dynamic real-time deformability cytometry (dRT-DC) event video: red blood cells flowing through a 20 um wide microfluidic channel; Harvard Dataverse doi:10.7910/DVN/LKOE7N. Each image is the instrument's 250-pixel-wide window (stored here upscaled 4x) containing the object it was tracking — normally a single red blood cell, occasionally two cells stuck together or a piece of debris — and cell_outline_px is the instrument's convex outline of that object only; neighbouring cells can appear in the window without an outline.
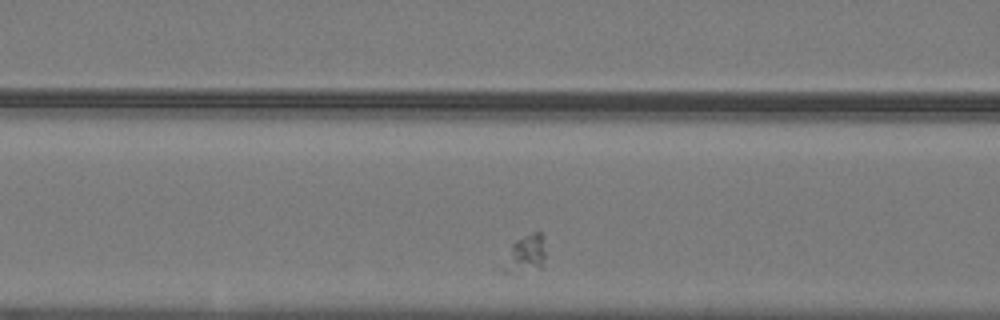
{"species": "common noctule bat (a hibernating species)", "species_latin": "Nyctalus noctula", "temperature_condition": "warm", "stored_images_in_passage": 26, "camera_frame_rate_fps": 3000, "um_per_image_px": 0.085, "animal": {"sex": "male", "body_mass_g": 19.2, "forearm_length_mm": 51.8}, "frame": {"image": 1, "passage_image": 5, "time_ms": 1.333, "image_size_px": [1000, 320], "cell_outline_px": [[544, 256], [540, 268], [516, 276], [500, 272], [496, 268], [512, 244], [516, 240], [532, 232], [540, 232], [544, 236]], "centroid_in_image_um": [44.52, 21.7], "position_along_channel_um": 122.1, "area_um2": 10.17}}
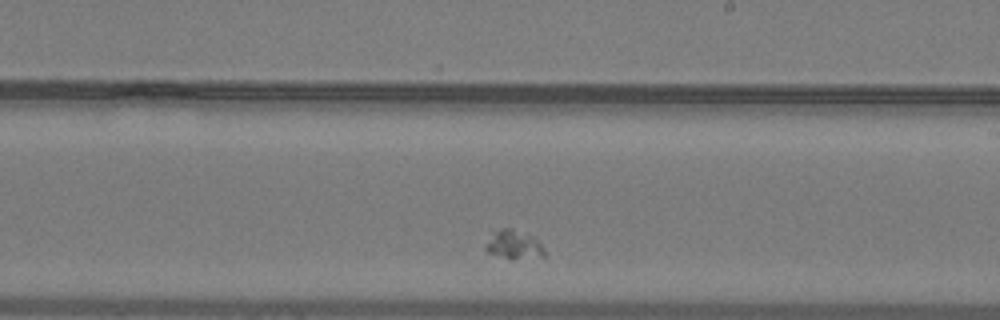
{"frame": {"image": 2, "passage_image": 15, "time_ms": 4.667, "image_size_px": [1000, 320], "cell_outline_px": [[544, 256], [512, 260], [508, 260], [488, 252], [484, 248], [484, 244], [492, 228], [512, 228], [532, 236], [544, 248]], "centroid_in_image_um": [43.58, 20.78], "position_along_channel_um": 245.4, "area_um2": 10.29}}
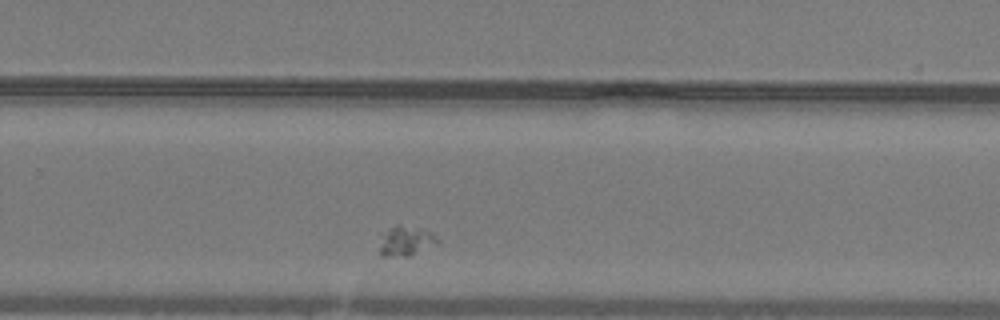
{"frame": {"image": 3, "passage_image": 19, "time_ms": 6.0, "image_size_px": [1000, 320], "cell_outline_px": [[440, 244], [408, 256], [384, 256], [380, 252], [380, 232], [396, 224], [400, 224], [424, 228], [432, 232], [440, 240]], "centroid_in_image_um": [34.52, 20.44], "position_along_channel_um": 295.3, "area_um2": 10.58}}